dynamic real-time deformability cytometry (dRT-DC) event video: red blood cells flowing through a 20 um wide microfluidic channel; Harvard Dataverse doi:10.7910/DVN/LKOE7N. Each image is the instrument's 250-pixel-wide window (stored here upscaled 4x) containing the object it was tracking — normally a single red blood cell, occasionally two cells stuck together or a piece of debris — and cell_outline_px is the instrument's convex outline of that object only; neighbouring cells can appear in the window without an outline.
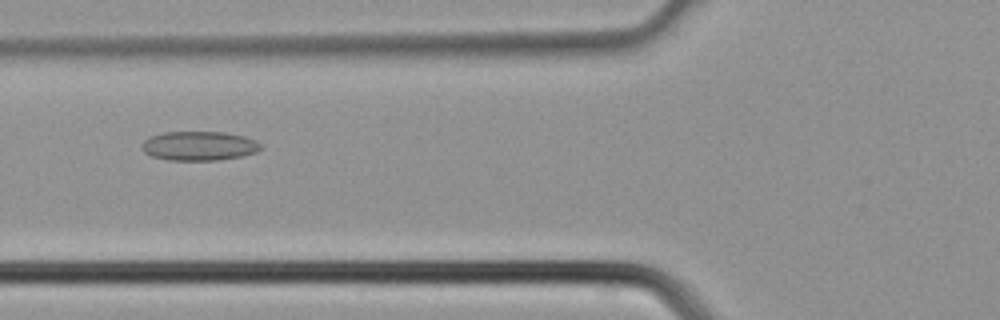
{"species": "common noctule bat (a hibernating species)", "species_latin": "Nyctalus noctula", "temperature_condition": "cold", "stored_images_in_passage": 5, "camera_frame_rate_fps": 3000, "um_per_image_px": 0.085, "animal": {"sex": "male", "body_mass_g": 21.5, "forearm_length_mm": 52.0}, "frame": {"image": 1, "passage_image": 5, "time_ms": 1.333, "image_size_px": [1000, 320], "cell_outline_px": [[260, 148], [256, 152], [244, 156], [216, 160], [168, 160], [152, 156], [144, 152], [140, 144], [148, 136], [164, 132], [224, 132], [244, 136], [256, 140], [260, 144]], "centroid_in_image_um": [16.89, 12.4], "position_along_channel_um": 108.9, "area_um2": 20.35}}